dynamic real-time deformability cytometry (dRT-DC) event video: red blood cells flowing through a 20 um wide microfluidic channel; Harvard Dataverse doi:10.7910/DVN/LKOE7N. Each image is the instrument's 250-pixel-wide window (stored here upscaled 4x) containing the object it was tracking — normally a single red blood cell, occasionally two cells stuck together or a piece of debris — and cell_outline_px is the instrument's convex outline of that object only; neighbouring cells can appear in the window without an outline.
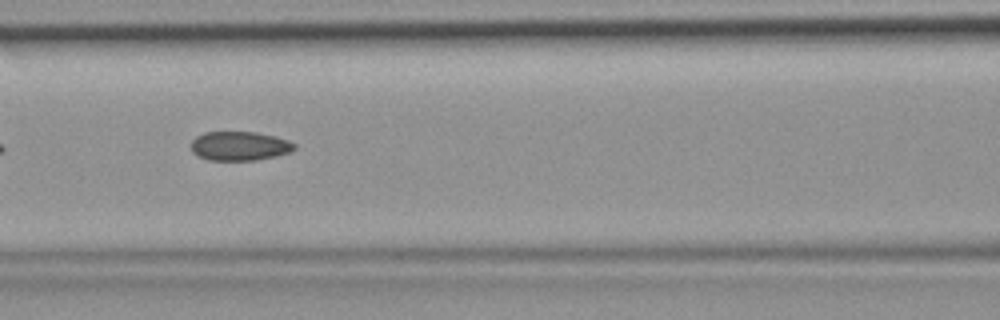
{"species": "common noctule bat (a hibernating species)", "species_latin": "Nyctalus noctula", "temperature_condition": "room temperature", "stored_images_in_passage": 7, "camera_frame_rate_fps": 3000, "um_per_image_px": 0.085, "animal": {"sex": "female", "body_mass_g": 19.9}, "frame": {"image": 1, "passage_image": 7, "time_ms": 2.0, "image_size_px": [1000, 320], "cell_outline_px": [[296, 148], [288, 152], [276, 156], [256, 160], [208, 160], [196, 156], [192, 152], [192, 140], [196, 136], [204, 132], [256, 132], [276, 136], [288, 140], [296, 144]], "centroid_in_image_um": [20.35, 12.41], "position_along_channel_um": 146.2, "area_um2": 17.63}}